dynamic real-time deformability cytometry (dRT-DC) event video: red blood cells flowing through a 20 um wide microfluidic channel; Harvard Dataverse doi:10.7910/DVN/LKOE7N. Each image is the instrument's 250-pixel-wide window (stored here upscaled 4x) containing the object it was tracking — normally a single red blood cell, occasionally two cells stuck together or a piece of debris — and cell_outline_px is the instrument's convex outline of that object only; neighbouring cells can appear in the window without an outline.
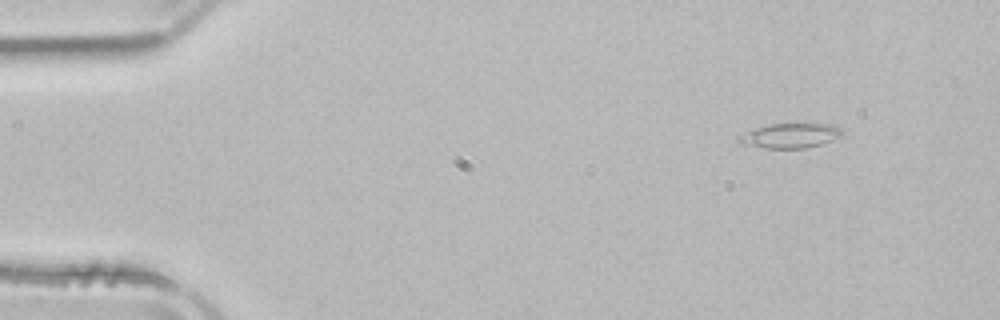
{"species": "common noctule bat (a hibernating species)", "species_latin": "Nyctalus noctula", "temperature_condition": "room temperature", "stored_images_in_passage": 3, "camera_frame_rate_fps": 3000, "um_per_image_px": 0.085, "animal": {"sex": "male", "body_mass_g": 21.5, "forearm_length_mm": 52.0}, "frame": {"image": 1, "passage_image": 1, "time_ms": 0.0, "image_size_px": [1000, 320], "cell_outline_px": [[840, 136], [832, 140], [820, 144], [804, 148], [764, 148], [740, 144], [736, 140], [740, 136], [756, 128], [768, 124], [828, 124], [840, 128]], "centroid_in_image_um": [67.12, 11.54], "position_along_channel_um": 17.9, "area_um2": 14.51}}
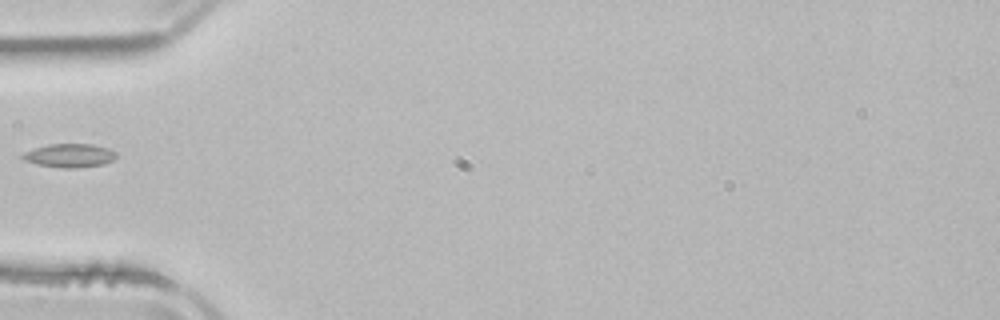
{"frame": {"image": 2, "passage_image": 3, "time_ms": 4.0, "image_size_px": [1000, 320], "cell_outline_px": [[116, 156], [112, 160], [104, 164], [76, 168], [60, 168], [36, 164], [24, 160], [16, 156], [24, 152], [48, 144], [92, 144], [108, 148], [116, 152]], "centroid_in_image_um": [5.86, 13.22], "position_along_channel_um": 79.1, "area_um2": 13.01}}